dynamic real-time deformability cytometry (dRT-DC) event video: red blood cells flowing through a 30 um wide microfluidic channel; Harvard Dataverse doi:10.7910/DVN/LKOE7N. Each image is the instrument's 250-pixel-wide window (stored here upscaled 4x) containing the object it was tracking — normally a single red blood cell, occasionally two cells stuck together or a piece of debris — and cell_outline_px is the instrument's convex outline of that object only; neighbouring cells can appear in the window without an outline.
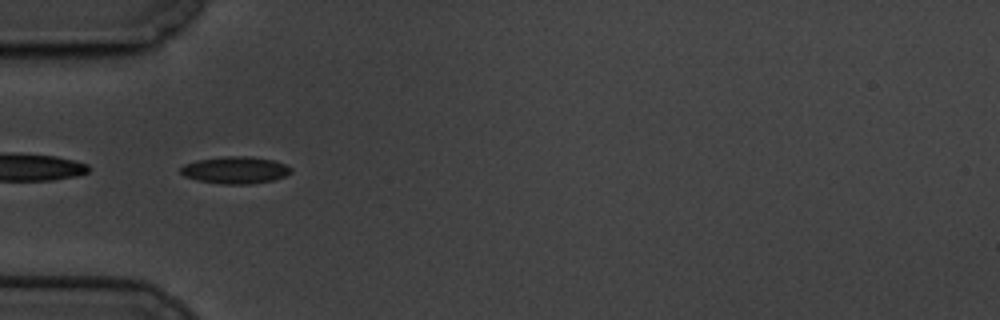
{"species": "common noctule bat (a hibernating species)", "species_latin": "Nyctalus noctula", "temperature_condition": "cold", "stored_images_in_passage": 43, "camera_frame_rate_fps": 3000, "um_per_image_px": 0.085, "animal": {"sex": "male", "body_mass_g": 19.5, "forearm_length_mm": 54.6}, "frame": {"image": 1, "passage_image": 2, "time_ms": 0.333, "image_size_px": [1000, 320], "cell_outline_px": [[292, 172], [284, 176], [272, 180], [252, 184], [224, 184], [196, 180], [184, 176], [180, 172], [180, 168], [184, 164], [196, 160], [224, 156], [248, 156], [272, 160], [284, 164], [292, 168]], "centroid_in_image_um": [19.97, 14.45], "position_along_channel_um": 65.0, "area_um2": 17.4}}
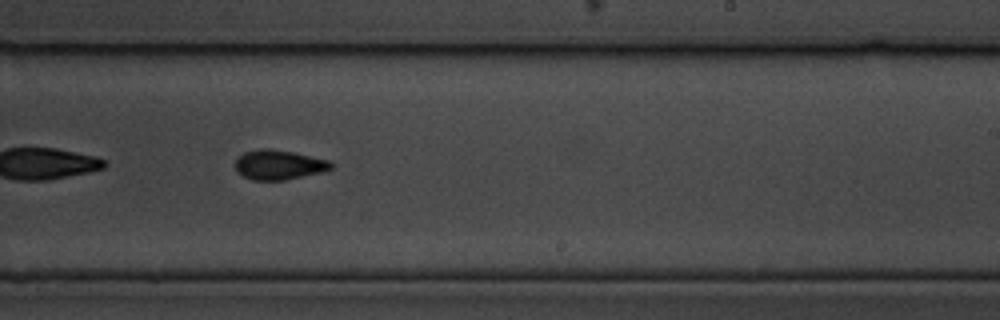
{"frame": {"image": 2, "passage_image": 20, "time_ms": 6.333, "image_size_px": [1000, 320], "cell_outline_px": [[332, 168], [324, 172], [284, 180], [252, 180], [236, 172], [236, 160], [244, 152], [260, 148], [268, 148], [292, 152], [328, 160], [332, 164]], "centroid_in_image_um": [23.69, 14.01], "position_along_channel_um": 265.3, "area_um2": 16.47}}
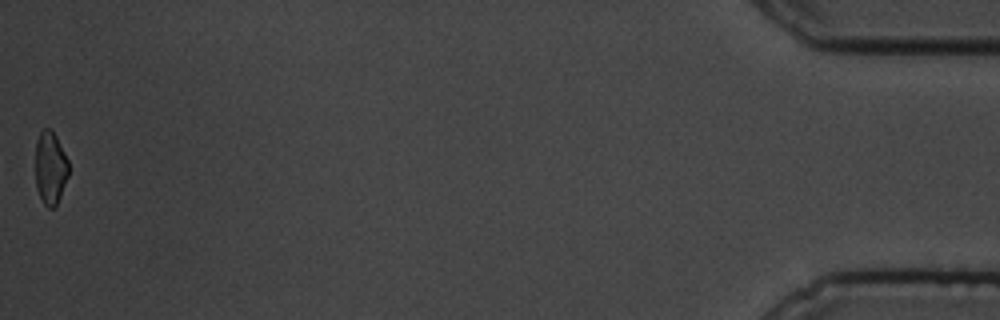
{"frame": {"image": 3, "passage_image": 43, "time_ms": 14.0, "image_size_px": [1000, 320], "cell_outline_px": [[68, 176], [60, 196], [56, 204], [52, 208], [48, 208], [44, 204], [36, 188], [36, 140], [40, 132], [44, 128], [52, 128], [68, 160]], "centroid_in_image_um": [4.27, 14.24], "position_along_channel_um": 430.9, "area_um2": 14.05}, "authors_computed_cell_mechanics": {"area_um2": 16.184, "velocity_mm_per_s": 3.3619, "shape_relaxation_time_tau1_ms": 5.504, "shape_relaxation_time_tau2_ms": 4.5906, "deformation_change_tau1": 0.1314, "deformation_change_tau2": 0.0839}}